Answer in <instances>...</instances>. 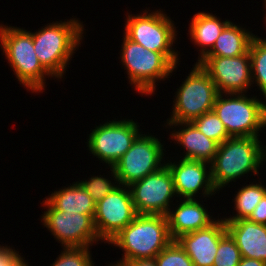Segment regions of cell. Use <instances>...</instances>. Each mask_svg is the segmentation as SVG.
<instances>
[{"label":"cell","mask_w":266,"mask_h":266,"mask_svg":"<svg viewBox=\"0 0 266 266\" xmlns=\"http://www.w3.org/2000/svg\"><path fill=\"white\" fill-rule=\"evenodd\" d=\"M78 19L53 21L36 32L29 31L40 64L53 79L65 77L70 60L84 38V24Z\"/></svg>","instance_id":"cell-1"},{"label":"cell","mask_w":266,"mask_h":266,"mask_svg":"<svg viewBox=\"0 0 266 266\" xmlns=\"http://www.w3.org/2000/svg\"><path fill=\"white\" fill-rule=\"evenodd\" d=\"M259 137H230L218 145L211 162V178L214 188L223 190L231 182L246 174L259 176V169L265 165L266 145Z\"/></svg>","instance_id":"cell-2"},{"label":"cell","mask_w":266,"mask_h":266,"mask_svg":"<svg viewBox=\"0 0 266 266\" xmlns=\"http://www.w3.org/2000/svg\"><path fill=\"white\" fill-rule=\"evenodd\" d=\"M172 241L165 215L138 214L108 244L122 250L123 256L113 262L120 265L125 260L155 258Z\"/></svg>","instance_id":"cell-3"},{"label":"cell","mask_w":266,"mask_h":266,"mask_svg":"<svg viewBox=\"0 0 266 266\" xmlns=\"http://www.w3.org/2000/svg\"><path fill=\"white\" fill-rule=\"evenodd\" d=\"M0 47L19 84L32 94L43 93L46 78L53 77L38 60L32 34L26 29L0 23Z\"/></svg>","instance_id":"cell-4"},{"label":"cell","mask_w":266,"mask_h":266,"mask_svg":"<svg viewBox=\"0 0 266 266\" xmlns=\"http://www.w3.org/2000/svg\"><path fill=\"white\" fill-rule=\"evenodd\" d=\"M123 36L119 59L126 70L129 84L142 96L156 94L158 81L160 83L170 78L168 76H172L178 65H175L165 54L148 50L128 39L124 34Z\"/></svg>","instance_id":"cell-5"},{"label":"cell","mask_w":266,"mask_h":266,"mask_svg":"<svg viewBox=\"0 0 266 266\" xmlns=\"http://www.w3.org/2000/svg\"><path fill=\"white\" fill-rule=\"evenodd\" d=\"M246 93H218L213 111L230 137H260L266 130V101ZM265 127V128H264Z\"/></svg>","instance_id":"cell-6"},{"label":"cell","mask_w":266,"mask_h":266,"mask_svg":"<svg viewBox=\"0 0 266 266\" xmlns=\"http://www.w3.org/2000/svg\"><path fill=\"white\" fill-rule=\"evenodd\" d=\"M142 12L137 15L127 12L124 35L148 50L165 54L175 65H179L180 53L173 47L178 35L175 21L163 9L151 12L145 9Z\"/></svg>","instance_id":"cell-7"},{"label":"cell","mask_w":266,"mask_h":266,"mask_svg":"<svg viewBox=\"0 0 266 266\" xmlns=\"http://www.w3.org/2000/svg\"><path fill=\"white\" fill-rule=\"evenodd\" d=\"M175 93L171 116L166 122H192L212 111L218 95L215 83L197 63Z\"/></svg>","instance_id":"cell-8"},{"label":"cell","mask_w":266,"mask_h":266,"mask_svg":"<svg viewBox=\"0 0 266 266\" xmlns=\"http://www.w3.org/2000/svg\"><path fill=\"white\" fill-rule=\"evenodd\" d=\"M88 134L87 149L106 167H113L119 159L130 149L135 139L144 132H140L138 122L133 119L106 121ZM108 164V166H107Z\"/></svg>","instance_id":"cell-9"},{"label":"cell","mask_w":266,"mask_h":266,"mask_svg":"<svg viewBox=\"0 0 266 266\" xmlns=\"http://www.w3.org/2000/svg\"><path fill=\"white\" fill-rule=\"evenodd\" d=\"M164 146L155 135L141 133L113 166L118 183L130 186L165 166Z\"/></svg>","instance_id":"cell-10"},{"label":"cell","mask_w":266,"mask_h":266,"mask_svg":"<svg viewBox=\"0 0 266 266\" xmlns=\"http://www.w3.org/2000/svg\"><path fill=\"white\" fill-rule=\"evenodd\" d=\"M41 205L47 210L41 215V222L61 247H91L99 241L103 243L90 215L59 211L47 199Z\"/></svg>","instance_id":"cell-11"},{"label":"cell","mask_w":266,"mask_h":266,"mask_svg":"<svg viewBox=\"0 0 266 266\" xmlns=\"http://www.w3.org/2000/svg\"><path fill=\"white\" fill-rule=\"evenodd\" d=\"M137 214L167 215L177 197L167 165L129 186Z\"/></svg>","instance_id":"cell-12"},{"label":"cell","mask_w":266,"mask_h":266,"mask_svg":"<svg viewBox=\"0 0 266 266\" xmlns=\"http://www.w3.org/2000/svg\"><path fill=\"white\" fill-rule=\"evenodd\" d=\"M129 186L118 185L96 203L94 226L106 244L137 216Z\"/></svg>","instance_id":"cell-13"},{"label":"cell","mask_w":266,"mask_h":266,"mask_svg":"<svg viewBox=\"0 0 266 266\" xmlns=\"http://www.w3.org/2000/svg\"><path fill=\"white\" fill-rule=\"evenodd\" d=\"M196 63L209 74L218 93H247L254 86L249 52L238 57L204 56Z\"/></svg>","instance_id":"cell-14"},{"label":"cell","mask_w":266,"mask_h":266,"mask_svg":"<svg viewBox=\"0 0 266 266\" xmlns=\"http://www.w3.org/2000/svg\"><path fill=\"white\" fill-rule=\"evenodd\" d=\"M166 165L172 173L179 199H195L199 196L198 194H202L199 198L203 197L206 200L219 193L212 183L211 163L180 159L178 162L167 160Z\"/></svg>","instance_id":"cell-15"},{"label":"cell","mask_w":266,"mask_h":266,"mask_svg":"<svg viewBox=\"0 0 266 266\" xmlns=\"http://www.w3.org/2000/svg\"><path fill=\"white\" fill-rule=\"evenodd\" d=\"M227 233L225 221L220 217L206 228L182 234L176 241L194 266H213L219 241Z\"/></svg>","instance_id":"cell-16"},{"label":"cell","mask_w":266,"mask_h":266,"mask_svg":"<svg viewBox=\"0 0 266 266\" xmlns=\"http://www.w3.org/2000/svg\"><path fill=\"white\" fill-rule=\"evenodd\" d=\"M179 200L176 199L177 204L174 203L173 206H177H171L166 215L169 233L173 240H176L182 234L206 228L217 219L210 215L211 213L202 203L203 200L200 201L199 199L198 201L196 198Z\"/></svg>","instance_id":"cell-17"},{"label":"cell","mask_w":266,"mask_h":266,"mask_svg":"<svg viewBox=\"0 0 266 266\" xmlns=\"http://www.w3.org/2000/svg\"><path fill=\"white\" fill-rule=\"evenodd\" d=\"M166 125V126H165ZM166 128L175 129L170 133L169 138L185 149L181 159L205 161L211 163L218 149V143L206 137L191 122H166ZM168 126V127H167ZM186 151V152H185Z\"/></svg>","instance_id":"cell-18"},{"label":"cell","mask_w":266,"mask_h":266,"mask_svg":"<svg viewBox=\"0 0 266 266\" xmlns=\"http://www.w3.org/2000/svg\"><path fill=\"white\" fill-rule=\"evenodd\" d=\"M224 221L242 257L266 262V225L248 219Z\"/></svg>","instance_id":"cell-19"},{"label":"cell","mask_w":266,"mask_h":266,"mask_svg":"<svg viewBox=\"0 0 266 266\" xmlns=\"http://www.w3.org/2000/svg\"><path fill=\"white\" fill-rule=\"evenodd\" d=\"M230 20L221 21L220 17L210 12H198L193 15L189 23V40L200 50L197 62H199L213 47L215 41Z\"/></svg>","instance_id":"cell-20"},{"label":"cell","mask_w":266,"mask_h":266,"mask_svg":"<svg viewBox=\"0 0 266 266\" xmlns=\"http://www.w3.org/2000/svg\"><path fill=\"white\" fill-rule=\"evenodd\" d=\"M57 210L87 214L94 218L96 202L89 193L76 181L62 187L45 197Z\"/></svg>","instance_id":"cell-21"},{"label":"cell","mask_w":266,"mask_h":266,"mask_svg":"<svg viewBox=\"0 0 266 266\" xmlns=\"http://www.w3.org/2000/svg\"><path fill=\"white\" fill-rule=\"evenodd\" d=\"M255 34L242 25H236L229 22L217 40L212 49L205 56L217 57H238L249 52L250 44Z\"/></svg>","instance_id":"cell-22"},{"label":"cell","mask_w":266,"mask_h":266,"mask_svg":"<svg viewBox=\"0 0 266 266\" xmlns=\"http://www.w3.org/2000/svg\"><path fill=\"white\" fill-rule=\"evenodd\" d=\"M258 180L253 182H249V184H246L245 186L242 185V187L234 194V199H232L234 202L233 210L236 211L233 212V216L226 215L223 217V220H240V219H248L250 215L252 214L253 210L259 203V201L264 197L266 194V184L263 185ZM251 183V184H250Z\"/></svg>","instance_id":"cell-23"},{"label":"cell","mask_w":266,"mask_h":266,"mask_svg":"<svg viewBox=\"0 0 266 266\" xmlns=\"http://www.w3.org/2000/svg\"><path fill=\"white\" fill-rule=\"evenodd\" d=\"M252 85L257 84L266 101V40L254 37L249 48ZM255 80V81H254Z\"/></svg>","instance_id":"cell-24"},{"label":"cell","mask_w":266,"mask_h":266,"mask_svg":"<svg viewBox=\"0 0 266 266\" xmlns=\"http://www.w3.org/2000/svg\"><path fill=\"white\" fill-rule=\"evenodd\" d=\"M191 123L206 137L216 141L218 144L230 138L223 122L213 110L206 112Z\"/></svg>","instance_id":"cell-25"},{"label":"cell","mask_w":266,"mask_h":266,"mask_svg":"<svg viewBox=\"0 0 266 266\" xmlns=\"http://www.w3.org/2000/svg\"><path fill=\"white\" fill-rule=\"evenodd\" d=\"M111 180L103 175H93L86 180H79L81 186L89 193L92 199L97 203L109 194L115 187L119 185L116 173L113 167H110ZM101 176V177H100ZM114 180V181H113ZM113 181V182H112Z\"/></svg>","instance_id":"cell-26"},{"label":"cell","mask_w":266,"mask_h":266,"mask_svg":"<svg viewBox=\"0 0 266 266\" xmlns=\"http://www.w3.org/2000/svg\"><path fill=\"white\" fill-rule=\"evenodd\" d=\"M90 250V247H63L50 266H95Z\"/></svg>","instance_id":"cell-27"},{"label":"cell","mask_w":266,"mask_h":266,"mask_svg":"<svg viewBox=\"0 0 266 266\" xmlns=\"http://www.w3.org/2000/svg\"><path fill=\"white\" fill-rule=\"evenodd\" d=\"M157 266H194L180 244L173 240L155 257Z\"/></svg>","instance_id":"cell-28"},{"label":"cell","mask_w":266,"mask_h":266,"mask_svg":"<svg viewBox=\"0 0 266 266\" xmlns=\"http://www.w3.org/2000/svg\"><path fill=\"white\" fill-rule=\"evenodd\" d=\"M242 256L235 240L227 233L218 244L213 266H238Z\"/></svg>","instance_id":"cell-29"},{"label":"cell","mask_w":266,"mask_h":266,"mask_svg":"<svg viewBox=\"0 0 266 266\" xmlns=\"http://www.w3.org/2000/svg\"><path fill=\"white\" fill-rule=\"evenodd\" d=\"M8 245H0V266H14L23 255Z\"/></svg>","instance_id":"cell-30"},{"label":"cell","mask_w":266,"mask_h":266,"mask_svg":"<svg viewBox=\"0 0 266 266\" xmlns=\"http://www.w3.org/2000/svg\"><path fill=\"white\" fill-rule=\"evenodd\" d=\"M248 220L266 225V194L259 201Z\"/></svg>","instance_id":"cell-31"},{"label":"cell","mask_w":266,"mask_h":266,"mask_svg":"<svg viewBox=\"0 0 266 266\" xmlns=\"http://www.w3.org/2000/svg\"><path fill=\"white\" fill-rule=\"evenodd\" d=\"M120 266H157V264L155 258H146L125 260Z\"/></svg>","instance_id":"cell-32"},{"label":"cell","mask_w":266,"mask_h":266,"mask_svg":"<svg viewBox=\"0 0 266 266\" xmlns=\"http://www.w3.org/2000/svg\"><path fill=\"white\" fill-rule=\"evenodd\" d=\"M238 266H266V262L242 257Z\"/></svg>","instance_id":"cell-33"},{"label":"cell","mask_w":266,"mask_h":266,"mask_svg":"<svg viewBox=\"0 0 266 266\" xmlns=\"http://www.w3.org/2000/svg\"><path fill=\"white\" fill-rule=\"evenodd\" d=\"M14 266H29V264L27 260H25V256H24Z\"/></svg>","instance_id":"cell-34"},{"label":"cell","mask_w":266,"mask_h":266,"mask_svg":"<svg viewBox=\"0 0 266 266\" xmlns=\"http://www.w3.org/2000/svg\"><path fill=\"white\" fill-rule=\"evenodd\" d=\"M263 6L266 8V0H264V4H263ZM266 15V14H265ZM264 22L266 23V16L264 17ZM255 37H257V38H260V39H262L263 38V40H266V38H264V37H258L257 35H255Z\"/></svg>","instance_id":"cell-35"},{"label":"cell","mask_w":266,"mask_h":266,"mask_svg":"<svg viewBox=\"0 0 266 266\" xmlns=\"http://www.w3.org/2000/svg\"><path fill=\"white\" fill-rule=\"evenodd\" d=\"M107 266H120V265H116V264H113L112 262L110 264H108Z\"/></svg>","instance_id":"cell-36"}]
</instances>
